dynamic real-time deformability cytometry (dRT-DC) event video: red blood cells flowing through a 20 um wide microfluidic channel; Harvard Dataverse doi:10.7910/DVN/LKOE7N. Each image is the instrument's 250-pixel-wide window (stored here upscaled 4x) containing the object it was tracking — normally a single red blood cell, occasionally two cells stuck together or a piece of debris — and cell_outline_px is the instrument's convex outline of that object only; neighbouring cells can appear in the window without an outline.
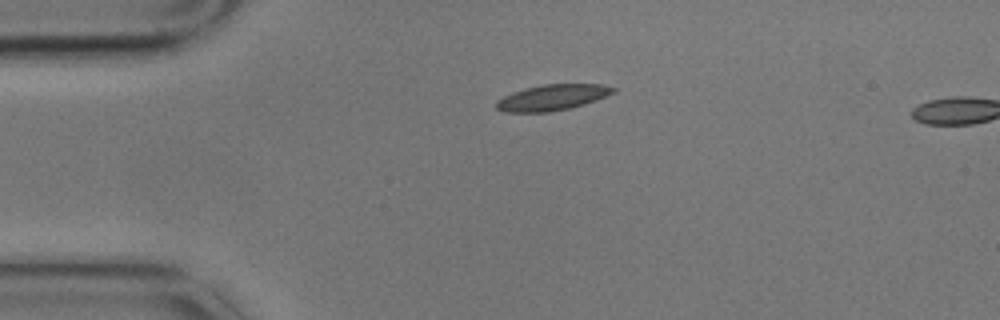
{"species": "common noctule bat (a hibernating species)", "species_latin": "Nyctalus noctula", "temperature_condition": "cold", "stored_images_in_passage": 3, "segment_of_instrument_passage": [1, 2], "camera_frame_rate_fps": 3000, "um_per_image_px": 0.085, "animal": {"sex": "male", "body_mass_g": 17.9}, "frame": {"image": 1, "passage_image": 1, "time_ms": 0.0, "image_size_px": [1000, 320], "cell_outline_px": [[616, 92], [596, 100], [584, 104], [568, 108], [548, 112], [504, 112], [496, 108], [496, 100], [512, 92], [524, 88], [544, 84], [604, 84], [616, 88]], "centroid_in_image_um": [46.94, 8.27], "position_along_channel_um": 38.1, "area_um2": 17.63}}